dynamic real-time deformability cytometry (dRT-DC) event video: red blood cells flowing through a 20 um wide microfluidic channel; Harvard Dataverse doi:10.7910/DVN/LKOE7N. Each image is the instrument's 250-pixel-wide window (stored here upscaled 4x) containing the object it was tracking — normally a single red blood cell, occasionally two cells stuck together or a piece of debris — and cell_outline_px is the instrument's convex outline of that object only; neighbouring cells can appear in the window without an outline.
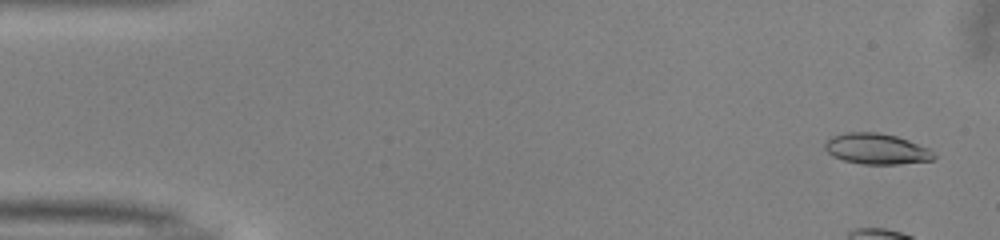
{"species": "common noctule bat (a hibernating species)", "species_latin": "Nyctalus noctula", "temperature_condition": "warm", "stored_images_in_passage": 52, "camera_frame_rate_fps": 3000, "um_per_image_px": 0.085, "animal": {"sex": "male", "body_mass_g": 13.0, "forearm_length_mm": 53.1}, "frame": {"image": 1, "passage_image": 2, "time_ms": 0.333, "image_size_px": [1000, 240], "cell_outline_px": [[936, 156], [932, 160], [900, 164], [864, 164], [844, 160], [832, 156], [824, 148], [824, 144], [832, 136], [848, 132], [876, 132], [896, 136], [932, 148]], "centroid_in_image_um": [74.54, 12.65], "position_along_channel_um": 10.5, "area_um2": 19.59}}
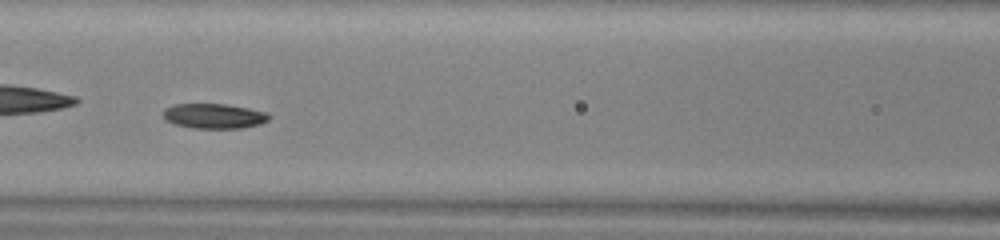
{"frame": {"image": 2, "passage_image": 23, "time_ms": 7.333, "image_size_px": [1000, 240], "cell_outline_px": [[272, 116], [268, 120], [260, 124], [240, 128], [192, 128], [176, 124], [168, 120], [164, 116], [164, 108], [176, 104], [224, 104], [248, 108], [268, 112]], "centroid_in_image_um": [18.24, 9.86], "position_along_channel_um": 148.4, "area_um2": 15.26}}
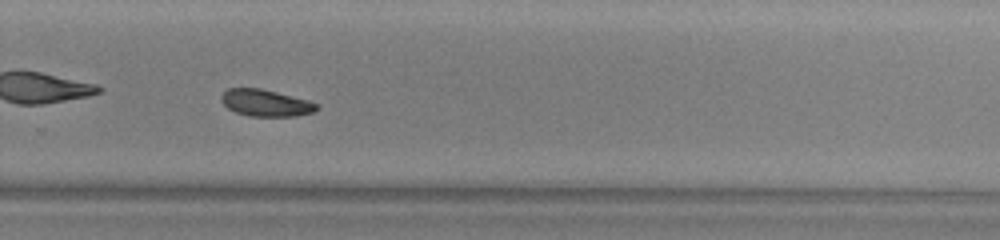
{"frame": {"image": 3, "passage_image": 35, "time_ms": 11.333, "image_size_px": [1000, 240], "cell_outline_px": [[320, 108], [312, 112], [296, 116], [248, 116], [236, 112], [228, 108], [220, 100], [220, 96], [228, 88], [260, 88], [308, 100], [320, 104]], "centroid_in_image_um": [22.59, 8.75], "position_along_channel_um": 307.2, "area_um2": 14.91}, "authors_computed_cell_mechanics": {"area_um2": 15.8083, "velocity_mm_per_s": 3.9879, "shape_relaxation_time_tau1_ms": 2.3826, "shape_relaxation_time_tau2_ms": null, "deformation_change_tau1": 0.0815, "deformation_change_tau2": null}}